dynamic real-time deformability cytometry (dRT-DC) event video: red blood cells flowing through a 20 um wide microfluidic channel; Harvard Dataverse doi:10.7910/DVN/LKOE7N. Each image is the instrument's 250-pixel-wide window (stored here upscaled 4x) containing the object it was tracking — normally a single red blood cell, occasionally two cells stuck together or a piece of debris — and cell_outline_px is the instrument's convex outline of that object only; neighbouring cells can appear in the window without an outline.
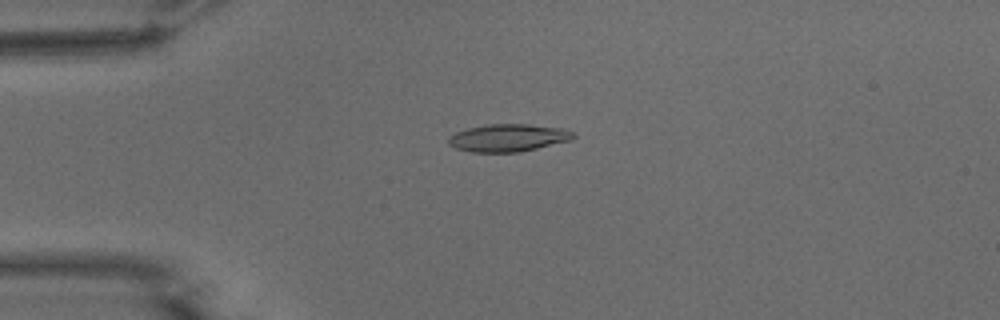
{"species": "common noctule bat (a hibernating species)", "species_latin": "Nyctalus noctula", "temperature_condition": "warm", "stored_images_in_passage": 53, "camera_frame_rate_fps": 3000, "um_per_image_px": 0.085, "animal": {"sex": "male", "body_mass_g": 15.6}, "frame": {"image": 1, "passage_image": 13, "time_ms": 4.0, "image_size_px": [1000, 320], "cell_outline_px": [[576, 136], [572, 140], [520, 152], [472, 152], [456, 148], [448, 144], [448, 136], [456, 132], [468, 128], [484, 124], [528, 124], [564, 128], [576, 132]], "centroid_in_image_um": [43.23, 11.7], "position_along_channel_um": 41.8, "area_um2": 20.29}}
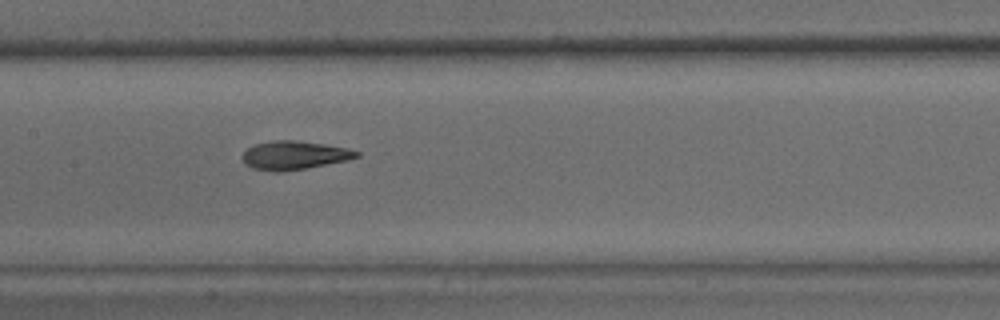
{"frame": {"image": 2, "passage_image": 26, "time_ms": 8.333, "image_size_px": [1000, 320], "cell_outline_px": [[360, 156], [348, 160], [304, 168], [280, 172], [272, 172], [252, 168], [244, 164], [240, 156], [252, 144], [272, 140], [296, 140], [324, 144], [348, 148], [360, 152]], "centroid_in_image_um": [24.96, 13.19], "position_along_channel_um": 182.4, "area_um2": 19.19}}
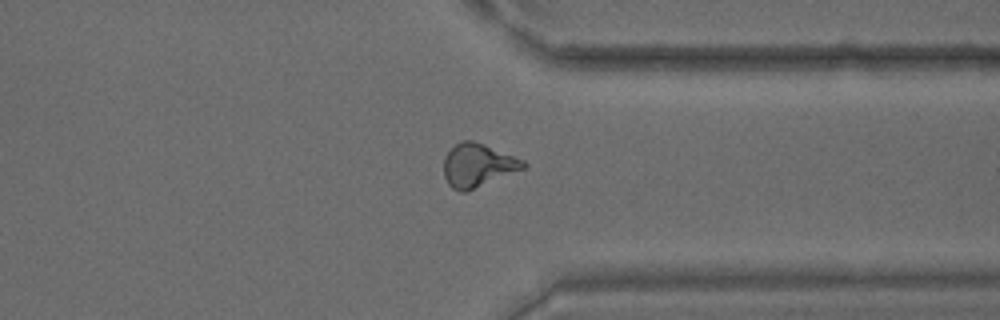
{"frame": {"image": 3, "passage_image": 41, "time_ms": 13.333, "image_size_px": [1000, 320], "cell_outline_px": [[528, 164], [524, 168], [464, 192], [460, 192], [452, 188], [448, 184], [444, 176], [444, 156], [460, 140], [472, 140], [484, 144], [524, 160]], "centroid_in_image_um": [40.59, 14.03], "position_along_channel_um": 370.8, "area_um2": 19.77}, "authors_computed_cell_mechanics": {"area_um2": 19.1896, "velocity_mm_per_s": 3.8073, "shape_relaxation_time_tau1_ms": 5.136, "shape_relaxation_time_tau2_ms": 2.1109, "deformation_change_tau1": 0.1876, "deformation_change_tau2": 0.1027}}